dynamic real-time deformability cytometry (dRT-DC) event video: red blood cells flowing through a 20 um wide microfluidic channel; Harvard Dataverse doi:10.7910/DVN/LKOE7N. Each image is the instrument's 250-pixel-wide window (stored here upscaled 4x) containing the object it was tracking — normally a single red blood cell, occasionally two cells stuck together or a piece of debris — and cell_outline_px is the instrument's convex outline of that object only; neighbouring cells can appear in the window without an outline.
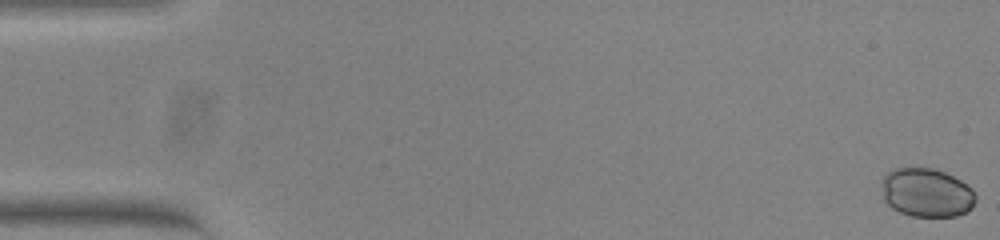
{"species": "common noctule bat (a hibernating species)", "species_latin": "Nyctalus noctula", "temperature_condition": "warm", "stored_images_in_passage": 54, "camera_frame_rate_fps": 3000, "um_per_image_px": 0.085, "animal": {"sex": "female", "body_mass_g": 23.0, "forearm_length_mm": 53.4}, "frame": {"image": 1, "passage_image": 1, "time_ms": 0.0, "image_size_px": [1000, 240], "cell_outline_px": [[976, 200], [972, 208], [956, 216], [912, 216], [900, 212], [892, 208], [884, 200], [884, 176], [888, 172], [896, 168], [932, 168], [944, 172], [960, 180], [972, 188], [976, 196]], "centroid_in_image_um": [78.8, 16.38], "position_along_channel_um": 6.2, "area_um2": 26.41}}
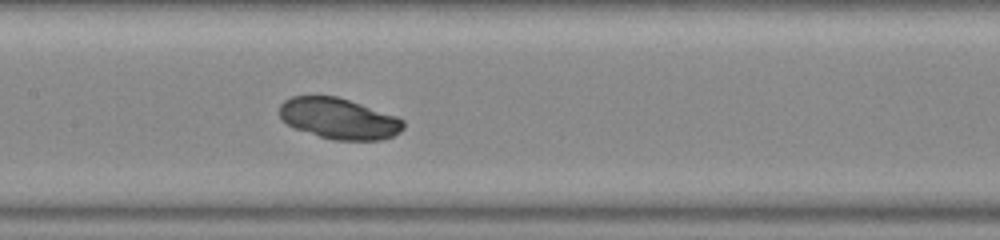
{"frame": {"image": 2, "passage_image": 27, "time_ms": 8.667, "image_size_px": [1000, 240], "cell_outline_px": [[404, 128], [400, 132], [392, 136], [380, 140], [332, 140], [296, 128], [280, 120], [280, 104], [284, 100], [292, 96], [336, 96], [396, 116], [404, 120]], "centroid_in_image_um": [28.8, 10.08], "position_along_channel_um": 178.6, "area_um2": 29.3}}
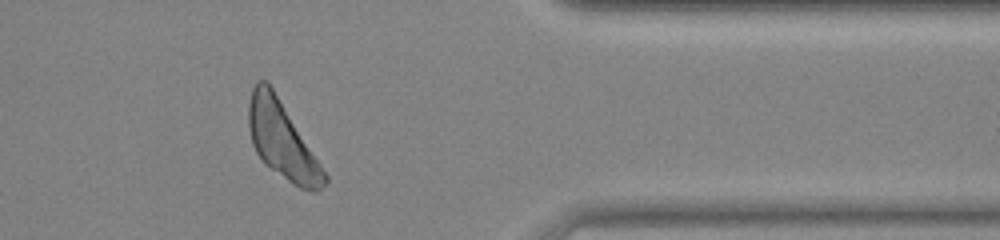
{"frame": {"image": 3, "passage_image": 45, "time_ms": 14.667, "image_size_px": [1000, 240], "cell_outline_px": [[328, 180], [316, 192], [312, 192], [300, 188], [292, 184], [264, 164], [256, 152], [252, 144], [248, 128], [248, 104], [252, 88], [260, 80], [264, 80], [272, 88], [328, 176]], "centroid_in_image_um": [23.95, 11.97], "position_along_channel_um": 387.4, "area_um2": 33.23}}